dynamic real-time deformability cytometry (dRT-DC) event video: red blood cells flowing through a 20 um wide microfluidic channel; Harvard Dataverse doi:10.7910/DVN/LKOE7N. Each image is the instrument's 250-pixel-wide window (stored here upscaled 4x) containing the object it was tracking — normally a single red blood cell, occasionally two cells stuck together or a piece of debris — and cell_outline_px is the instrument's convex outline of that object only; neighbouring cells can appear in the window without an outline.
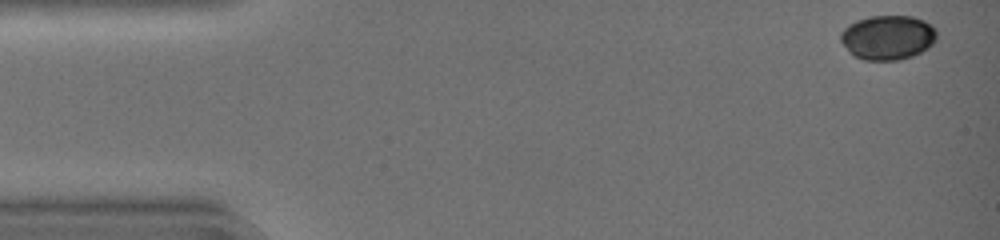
{"species": "common noctule bat (a hibernating species)", "species_latin": "Nyctalus noctula", "temperature_condition": "warm", "stored_images_in_passage": 38, "camera_frame_rate_fps": 3000, "um_per_image_px": 0.085, "animal": {"sex": "female", "body_mass_g": 19.0, "forearm_length_mm": 51.5}, "frame": {"image": 1, "passage_image": 1, "time_ms": 0.0, "image_size_px": [1000, 240], "cell_outline_px": [[936, 40], [928, 48], [912, 56], [896, 60], [864, 60], [852, 56], [848, 52], [840, 40], [840, 32], [848, 24], [856, 20], [868, 16], [912, 16], [924, 20], [932, 24], [936, 28]], "centroid_in_image_um": [75.44, 3.17], "position_along_channel_um": 9.6, "area_um2": 25.26}}
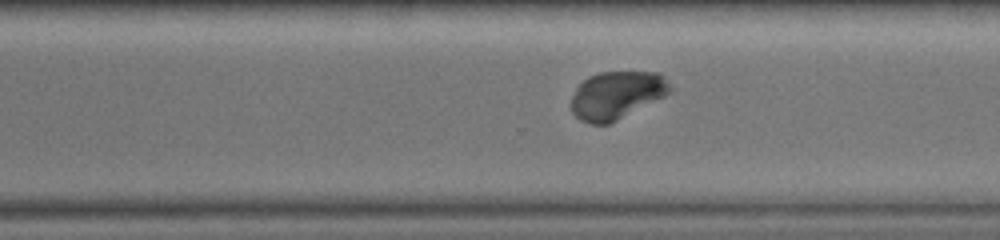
{"frame": {"image": 2, "passage_image": 31, "time_ms": 10.0, "image_size_px": [1000, 240], "cell_outline_px": [[672, 92], [608, 124], [588, 124], [580, 120], [572, 112], [568, 104], [576, 88], [588, 76], [600, 72], [660, 72], [664, 76], [672, 88]], "centroid_in_image_um": [52.38, 8.08], "position_along_channel_um": 318.2, "area_um2": 27.57}}
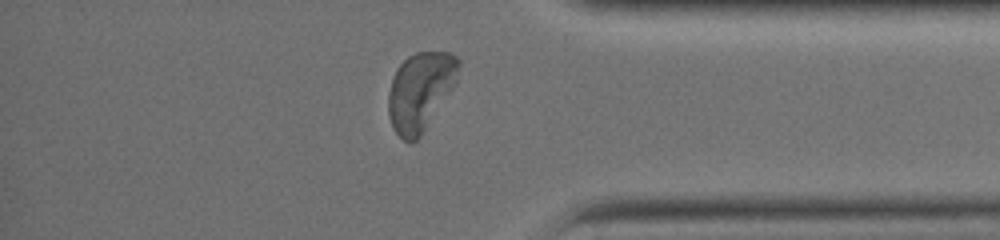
{"frame": {"image": 3, "passage_image": 37, "time_ms": 12.0, "image_size_px": [1000, 240], "cell_outline_px": [[460, 64], [456, 84], [420, 136], [416, 140], [408, 144], [392, 128], [388, 116], [388, 92], [392, 76], [396, 68], [408, 56], [416, 52], [452, 52], [460, 60]], "centroid_in_image_um": [35.72, 7.75], "position_along_channel_um": 399.5, "area_um2": 32.43}}